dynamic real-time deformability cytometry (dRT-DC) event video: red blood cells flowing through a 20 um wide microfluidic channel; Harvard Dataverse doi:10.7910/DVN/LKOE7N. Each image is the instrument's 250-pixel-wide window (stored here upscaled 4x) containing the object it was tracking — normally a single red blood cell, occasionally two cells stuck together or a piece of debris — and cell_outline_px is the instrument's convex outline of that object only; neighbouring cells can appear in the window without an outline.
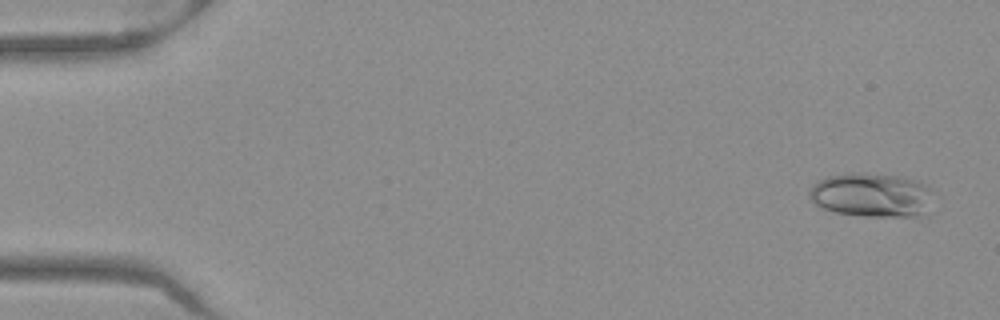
{"species": "Egyptian fruit bat (a non-hibernating species)", "species_latin": "Rousettus aegyptiacus", "temperature_condition": "warm", "stored_images_in_passage": 52, "camera_frame_rate_fps": 3000, "um_per_image_px": 0.085, "frame": {"image": 1, "passage_image": 3, "time_ms": 0.667, "image_size_px": [1000, 320], "cell_outline_px": [[932, 188], [920, 212], [916, 216], [864, 216], [836, 212], [824, 208], [816, 204], [808, 196], [808, 192], [812, 184], [828, 176], [904, 176], [916, 180]], "centroid_in_image_um": [74.0, 16.6], "position_along_channel_um": 11.0, "area_um2": 30.06}}
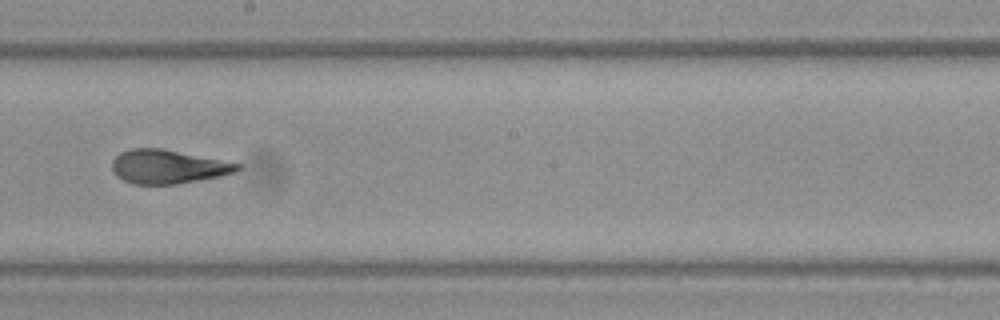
{"frame": {"image": 2, "passage_image": 30, "time_ms": 9.667, "image_size_px": [1000, 320], "cell_outline_px": [[244, 168], [236, 172], [220, 176], [200, 180], [176, 184], [132, 184], [116, 176], [112, 172], [112, 160], [120, 152], [132, 148], [160, 148], [244, 164]], "centroid_in_image_um": [14.3, 14.17], "position_along_channel_um": 233.9, "area_um2": 24.91}}
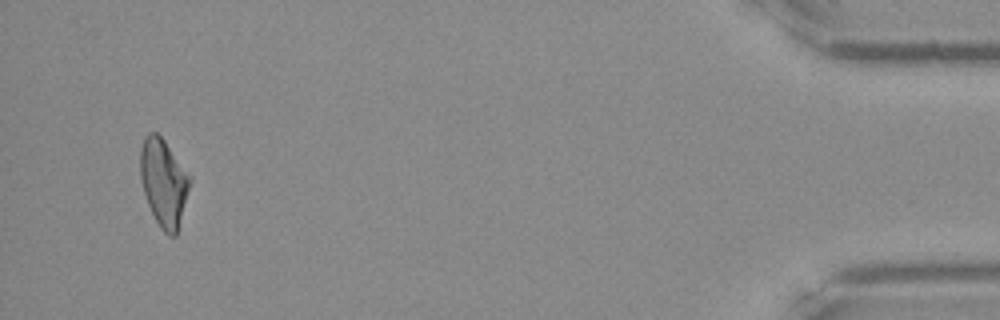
{"frame": {"image": 3, "passage_image": 50, "time_ms": 16.333, "image_size_px": [1000, 320], "cell_outline_px": [[192, 180], [176, 236], [168, 236], [160, 228], [148, 204], [144, 192], [140, 176], [140, 148], [144, 136], [148, 132], [156, 132], [164, 140], [192, 176]], "centroid_in_image_um": [13.92, 15.5], "position_along_channel_um": 421.3, "area_um2": 25.43}, "authors_computed_cell_mechanics": {"area_um2": 25.432, "velocity_mm_per_s": 3.9658, "shape_relaxation_time_tau1_ms": null, "shape_relaxation_time_tau2_ms": 1.0739, "deformation_change_tau1": null, "deformation_change_tau2": 0.08}}